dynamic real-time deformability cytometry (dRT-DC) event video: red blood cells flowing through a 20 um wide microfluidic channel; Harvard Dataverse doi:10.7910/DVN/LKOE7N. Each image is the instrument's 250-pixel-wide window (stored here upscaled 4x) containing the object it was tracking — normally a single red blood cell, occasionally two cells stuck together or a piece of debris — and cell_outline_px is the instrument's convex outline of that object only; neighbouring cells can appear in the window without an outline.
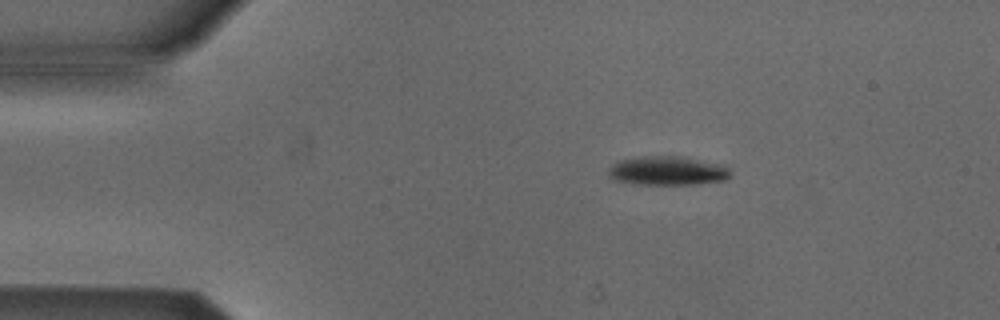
{"species": "Egyptian fruit bat (a non-hibernating species)", "species_latin": "Rousettus aegyptiacus", "temperature_condition": "cold", "stored_images_in_passage": 4, "camera_frame_rate_fps": 3000, "um_per_image_px": 0.085, "animal": {"sex": "male"}, "frame": {"image": 1, "passage_image": 1, "time_ms": 0.0, "image_size_px": [1000, 320], "cell_outline_px": [[732, 176], [728, 180], [696, 184], [632, 184], [612, 180], [608, 176], [608, 168], [612, 164], [620, 160], [644, 156], [676, 156], [724, 164], [732, 172]], "centroid_in_image_um": [56.75, 14.53], "position_along_channel_um": 28.3, "area_um2": 20.92}}
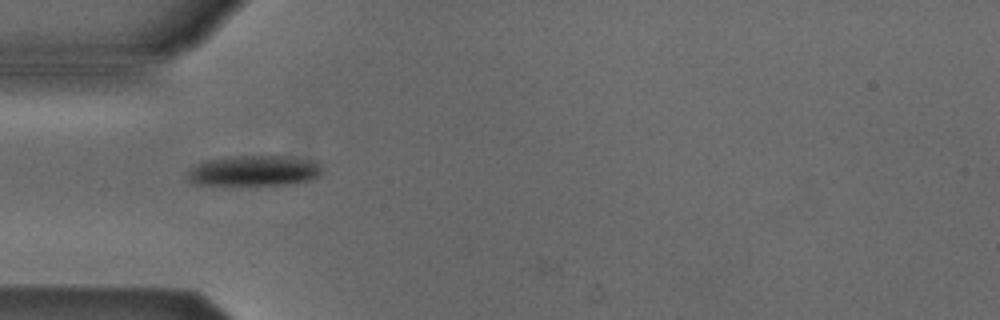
{"frame": {"image": 2, "passage_image": 3, "time_ms": 2.333, "image_size_px": [1000, 320], "cell_outline_px": [[324, 172], [320, 176], [312, 180], [296, 184], [232, 188], [192, 184], [188, 180], [188, 172], [196, 164], [204, 160], [236, 156], [280, 156], [316, 160], [324, 164]], "centroid_in_image_um": [21.64, 14.58], "position_along_channel_um": 63.4, "area_um2": 25.72}}
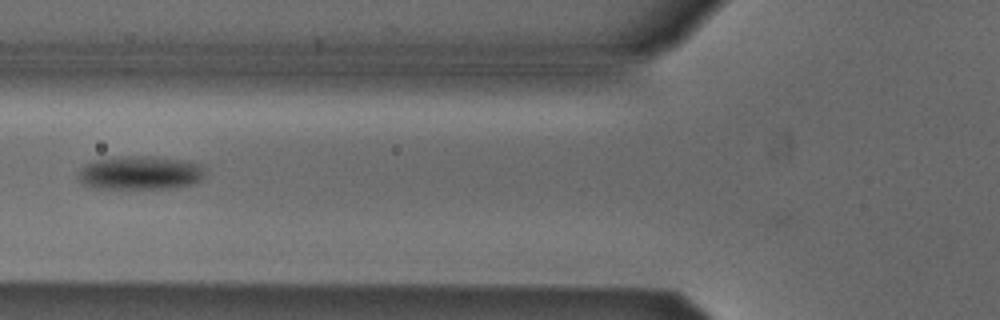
{"frame": {"image": 3, "passage_image": 4, "time_ms": 3.667, "image_size_px": [1000, 320], "cell_outline_px": [[204, 176], [200, 180], [192, 184], [168, 188], [96, 188], [84, 184], [80, 180], [80, 168], [84, 164], [96, 160], [112, 156], [152, 156], [188, 160], [200, 164]], "centroid_in_image_um": [11.91, 14.67], "position_along_channel_um": 113.9, "area_um2": 24.85}}